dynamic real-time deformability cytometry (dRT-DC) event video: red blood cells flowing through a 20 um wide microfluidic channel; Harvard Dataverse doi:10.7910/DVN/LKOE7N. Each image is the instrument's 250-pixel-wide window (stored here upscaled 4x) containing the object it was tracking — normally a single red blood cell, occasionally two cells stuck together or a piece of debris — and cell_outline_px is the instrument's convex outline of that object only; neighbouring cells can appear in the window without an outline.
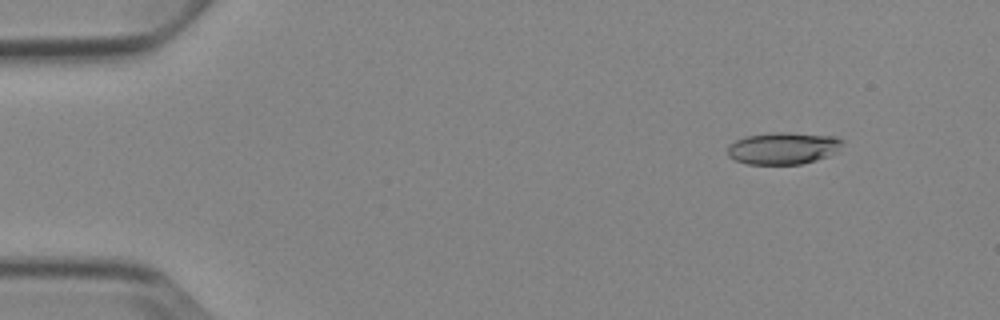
{"species": "Egyptian fruit bat (a non-hibernating species)", "species_latin": "Rousettus aegyptiacus", "temperature_condition": "cold", "stored_images_in_passage": 53, "camera_frame_rate_fps": 3000, "um_per_image_px": 0.085, "animal": {"sex": "female"}, "frame": {"image": 1, "passage_image": 6, "time_ms": 1.667, "image_size_px": [1000, 320], "cell_outline_px": [[844, 140], [840, 152], [816, 160], [800, 164], [748, 164], [736, 160], [728, 156], [728, 144], [736, 140], [748, 136], [772, 132], [788, 132], [836, 136]], "centroid_in_image_um": [66.63, 12.59], "position_along_channel_um": 18.4, "area_um2": 21.68}}
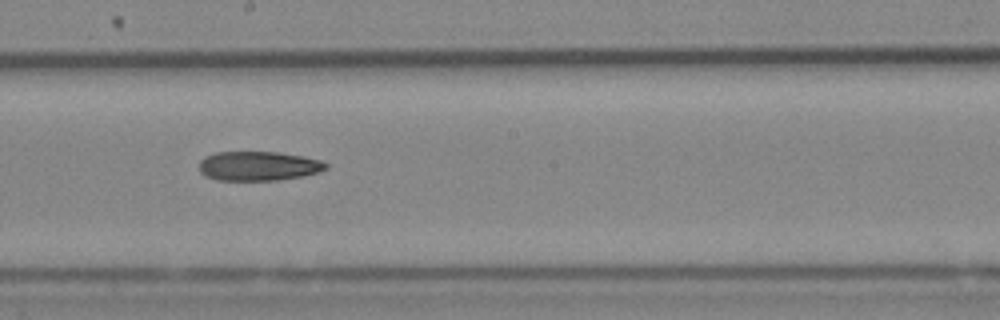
{"frame": {"image": 2, "passage_image": 30, "time_ms": 9.667, "image_size_px": [1000, 320], "cell_outline_px": [[328, 168], [320, 172], [304, 176], [276, 180], [216, 180], [200, 172], [200, 160], [204, 156], [216, 152], [280, 152], [304, 156], [320, 160], [328, 164]], "centroid_in_image_um": [22.0, 14.1], "position_along_channel_um": 226.2, "area_um2": 21.79}}
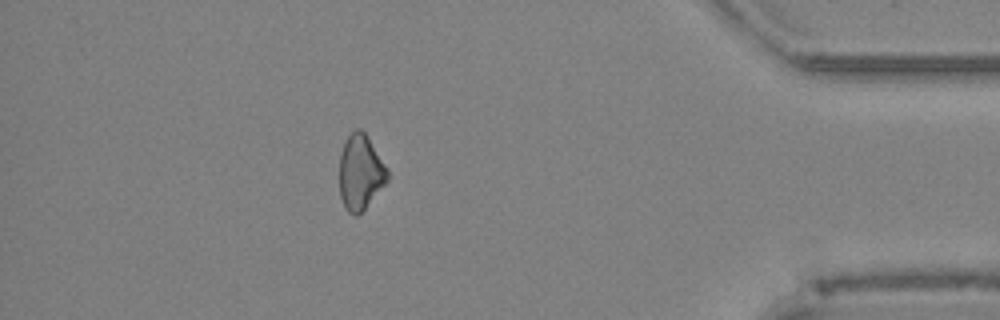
{"frame": {"image": 3, "passage_image": 47, "time_ms": 15.333, "image_size_px": [1000, 320], "cell_outline_px": [[388, 180], [364, 208], [356, 216], [352, 216], [344, 208], [340, 196], [340, 152], [348, 136], [356, 128], [360, 128], [368, 136], [388, 168]], "centroid_in_image_um": [30.63, 14.63], "position_along_channel_um": 404.6, "area_um2": 20.98}}